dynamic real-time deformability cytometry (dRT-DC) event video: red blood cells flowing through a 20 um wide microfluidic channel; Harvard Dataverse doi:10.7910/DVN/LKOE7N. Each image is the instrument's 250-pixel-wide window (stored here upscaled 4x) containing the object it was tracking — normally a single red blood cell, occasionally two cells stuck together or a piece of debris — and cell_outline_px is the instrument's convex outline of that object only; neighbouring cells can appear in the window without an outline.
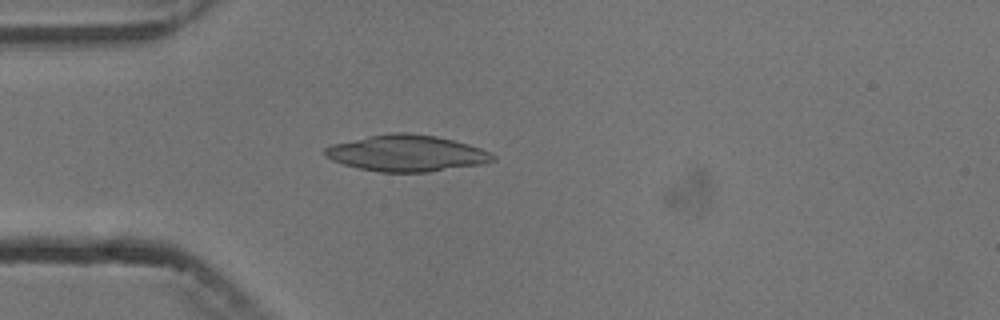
{"species": "common noctule bat (a hibernating species)", "species_latin": "Nyctalus noctula", "temperature_condition": "cold", "stored_images_in_passage": 5, "camera_frame_rate_fps": 3000, "um_per_image_px": 0.085, "animal": {"sex": "male", "body_mass_g": 13.3}, "frame": {"image": 1, "passage_image": 5, "time_ms": 4.667, "image_size_px": [1000, 320], "cell_outline_px": [[496, 160], [480, 164], [428, 172], [380, 172], [360, 168], [344, 164], [332, 160], [324, 156], [324, 148], [332, 144], [368, 136], [392, 132], [404, 132], [436, 136], [468, 144], [480, 148], [496, 156]], "centroid_in_image_um": [34.54, 13.02], "position_along_channel_um": 50.5, "area_um2": 35.32}}